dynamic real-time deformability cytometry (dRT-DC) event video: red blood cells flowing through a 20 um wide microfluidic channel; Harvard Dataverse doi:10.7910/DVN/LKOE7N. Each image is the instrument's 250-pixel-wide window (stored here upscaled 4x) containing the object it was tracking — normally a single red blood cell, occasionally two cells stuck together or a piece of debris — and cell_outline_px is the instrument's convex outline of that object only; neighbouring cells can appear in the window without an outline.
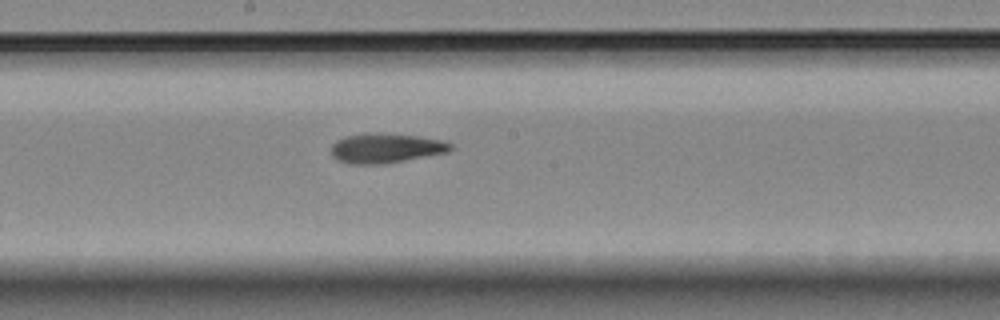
{"species": "Egyptian fruit bat (a non-hibernating species)", "species_latin": "Rousettus aegyptiacus", "temperature_condition": "room temperature", "stored_images_in_passage": 11, "camera_frame_rate_fps": 3000, "um_per_image_px": 0.085, "animal": {"sex": "female"}, "frame": {"image": 1, "passage_image": 11, "time_ms": 13.0, "image_size_px": [1000, 320], "cell_outline_px": [[452, 148], [448, 152], [384, 164], [348, 164], [336, 160], [332, 156], [332, 144], [336, 140], [344, 136], [368, 132], [416, 136], [440, 140], [452, 144]], "centroid_in_image_um": [32.73, 12.6], "position_along_channel_um": 215.5, "area_um2": 20.63}}